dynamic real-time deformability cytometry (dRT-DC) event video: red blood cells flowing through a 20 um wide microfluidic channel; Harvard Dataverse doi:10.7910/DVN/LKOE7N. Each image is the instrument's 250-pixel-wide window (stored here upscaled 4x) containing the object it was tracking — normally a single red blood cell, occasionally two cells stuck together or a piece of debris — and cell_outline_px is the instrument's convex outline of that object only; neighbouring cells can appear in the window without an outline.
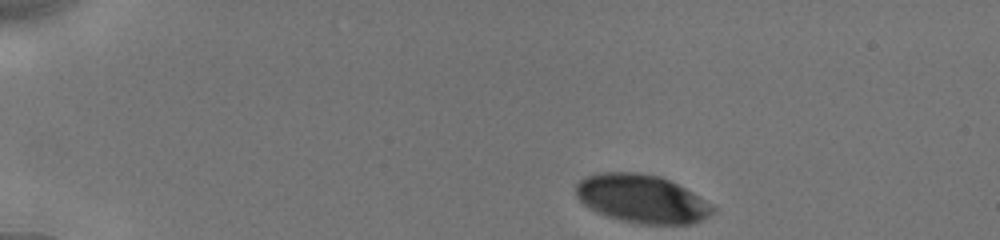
{"species": "human", "species_latin": "Homo sapiens", "temperature_condition": "cold", "stored_images_in_passage": 39, "camera_frame_rate_fps": 3000, "um_per_image_px": 0.085, "donor": {"sex": "male"}, "frame": {"image": 1, "passage_image": 1, "time_ms": 0.0, "image_size_px": [1000, 240], "cell_outline_px": [[716, 212], [692, 224], [636, 224], [620, 220], [596, 212], [588, 208], [576, 196], [576, 184], [584, 176], [596, 172], [640, 172], [660, 176], [692, 192], [712, 204], [716, 208]], "centroid_in_image_um": [54.53, 16.89], "position_along_channel_um": 30.5, "area_um2": 38.78}}
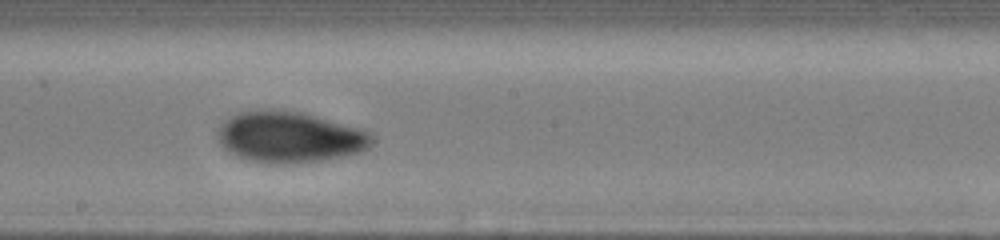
{"frame": {"image": 2, "passage_image": 23, "time_ms": 7.333, "image_size_px": [1000, 240], "cell_outline_px": [[376, 140], [368, 148], [360, 152], [324, 160], [288, 164], [272, 164], [248, 160], [236, 156], [228, 152], [220, 144], [216, 136], [216, 132], [220, 124], [224, 120], [240, 112], [264, 108], [280, 108], [304, 112], [360, 128], [368, 132]], "centroid_in_image_um": [24.59, 11.63], "position_along_channel_um": 223.6, "area_um2": 46.76}}
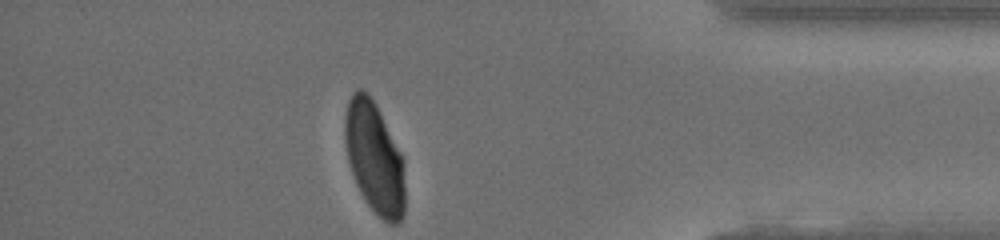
{"frame": {"image": 3, "passage_image": 39, "time_ms": 12.667, "image_size_px": [1000, 240], "cell_outline_px": [[404, 216], [396, 224], [388, 224], [368, 204], [360, 192], [356, 184], [348, 160], [344, 136], [344, 116], [348, 100], [352, 92], [356, 88], [364, 88], [368, 92], [404, 156]], "centroid_in_image_um": [31.82, 13.37], "position_along_channel_um": 403.4, "area_um2": 39.25}, "authors_computed_cell_mechanics": {"area_um2": 43.2922, "velocity_mm_per_s": 3.872, "shape_relaxation_time_tau1_ms": 2.5321, "shape_relaxation_time_tau2_ms": 1.0444, "deformation_change_tau1": 0.1191, "deformation_change_tau2": 0.045}}